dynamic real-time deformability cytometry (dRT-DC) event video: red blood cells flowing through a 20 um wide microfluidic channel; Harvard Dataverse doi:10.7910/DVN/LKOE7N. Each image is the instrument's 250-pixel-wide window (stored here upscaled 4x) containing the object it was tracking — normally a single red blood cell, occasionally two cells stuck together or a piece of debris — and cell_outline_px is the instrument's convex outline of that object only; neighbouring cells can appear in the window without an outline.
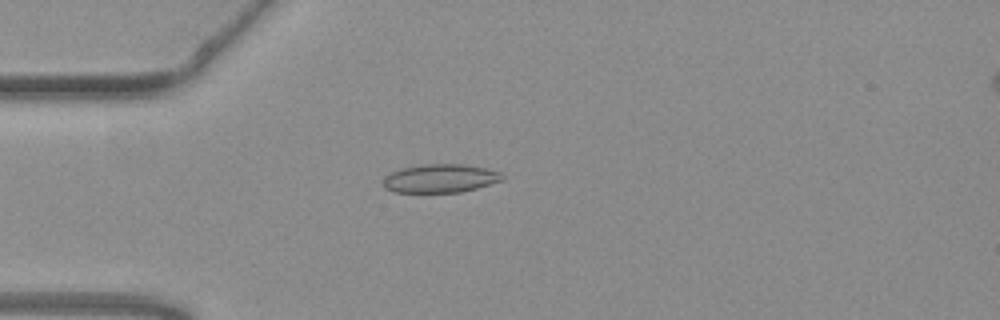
{"species": "common noctule bat (a hibernating species)", "species_latin": "Nyctalus noctula", "temperature_condition": "warm", "stored_images_in_passage": 51, "camera_frame_rate_fps": 3000, "um_per_image_px": 0.085, "animal": {"sex": "female", "body_mass_g": 19.3, "forearm_length_mm": 54.1}, "frame": {"image": 1, "passage_image": 11, "time_ms": 3.333, "image_size_px": [1000, 320], "cell_outline_px": [[504, 180], [476, 188], [460, 192], [396, 192], [384, 188], [384, 176], [392, 172], [404, 168], [424, 164], [464, 164], [484, 168], [500, 172], [504, 176]], "centroid_in_image_um": [37.44, 15.16], "position_along_channel_um": 47.6, "area_um2": 19.59}}
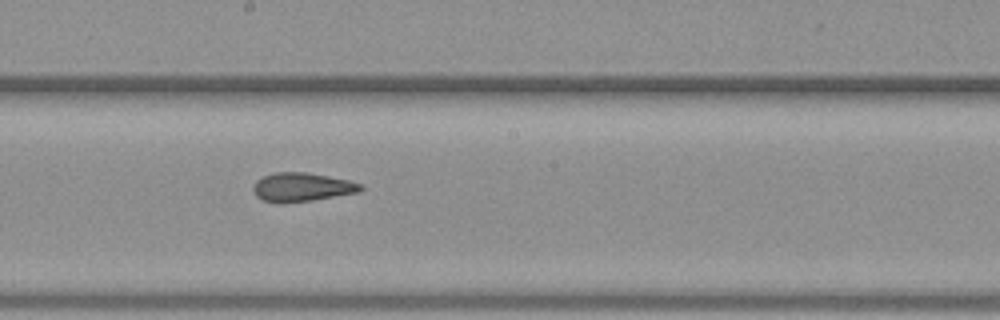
{"frame": {"image": 2, "passage_image": 26, "time_ms": 8.333, "image_size_px": [1000, 320], "cell_outline_px": [[364, 188], [360, 192], [312, 200], [284, 204], [280, 204], [264, 200], [256, 196], [252, 188], [256, 180], [264, 176], [276, 172], [308, 172], [348, 180], [360, 184]], "centroid_in_image_um": [25.64, 15.91], "position_along_channel_um": 222.6, "area_um2": 18.09}}
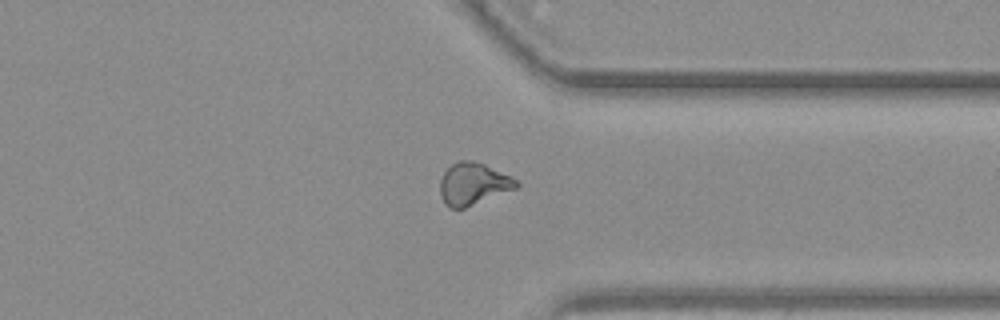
{"frame": {"image": 3, "passage_image": 38, "time_ms": 12.333, "image_size_px": [1000, 320], "cell_outline_px": [[520, 184], [516, 188], [464, 208], [448, 208], [444, 204], [440, 192], [440, 180], [444, 172], [452, 164], [460, 160], [472, 160], [484, 164], [516, 180]], "centroid_in_image_um": [40.18, 15.63], "position_along_channel_um": 371.2, "area_um2": 18.38}, "authors_computed_cell_mechanics": {"area_um2": 18.6694, "velocity_mm_per_s": 3.7766, "shape_relaxation_time_tau1_ms": null, "shape_relaxation_time_tau2_ms": 1.5133, "deformation_change_tau1": null, "deformation_change_tau2": 0.0723}}